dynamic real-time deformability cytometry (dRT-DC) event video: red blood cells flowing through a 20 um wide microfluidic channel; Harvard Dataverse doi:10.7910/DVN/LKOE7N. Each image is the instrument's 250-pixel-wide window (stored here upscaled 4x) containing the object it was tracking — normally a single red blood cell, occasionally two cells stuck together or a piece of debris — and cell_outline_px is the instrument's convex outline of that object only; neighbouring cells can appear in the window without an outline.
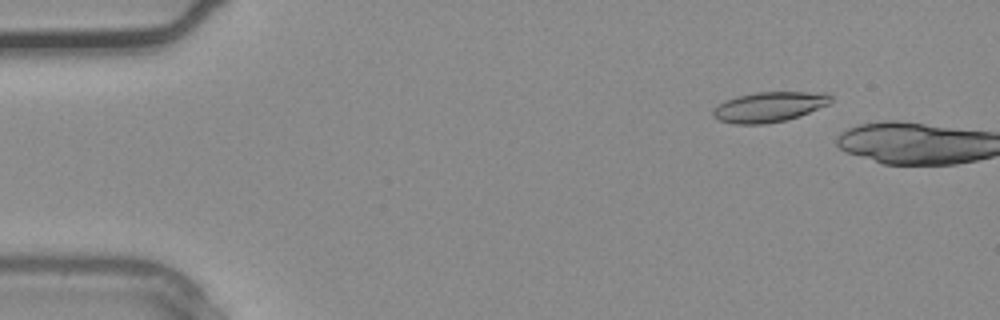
{"species": "common noctule bat (a hibernating species)", "species_latin": "Nyctalus noctula", "temperature_condition": "warm", "stored_images_in_passage": 6, "camera_frame_rate_fps": 3000, "um_per_image_px": 0.085, "animal": {"sex": "male", "body_mass_g": 20.4}, "frame": {"image": 1, "passage_image": 5, "time_ms": 1.333, "image_size_px": [1000, 320], "cell_outline_px": [[832, 104], [800, 116], [784, 120], [764, 124], [732, 124], [720, 120], [712, 116], [712, 108], [724, 100], [756, 92], [828, 92], [832, 96]], "centroid_in_image_um": [65.42, 9.08], "position_along_channel_um": 19.6, "area_um2": 20.98}}